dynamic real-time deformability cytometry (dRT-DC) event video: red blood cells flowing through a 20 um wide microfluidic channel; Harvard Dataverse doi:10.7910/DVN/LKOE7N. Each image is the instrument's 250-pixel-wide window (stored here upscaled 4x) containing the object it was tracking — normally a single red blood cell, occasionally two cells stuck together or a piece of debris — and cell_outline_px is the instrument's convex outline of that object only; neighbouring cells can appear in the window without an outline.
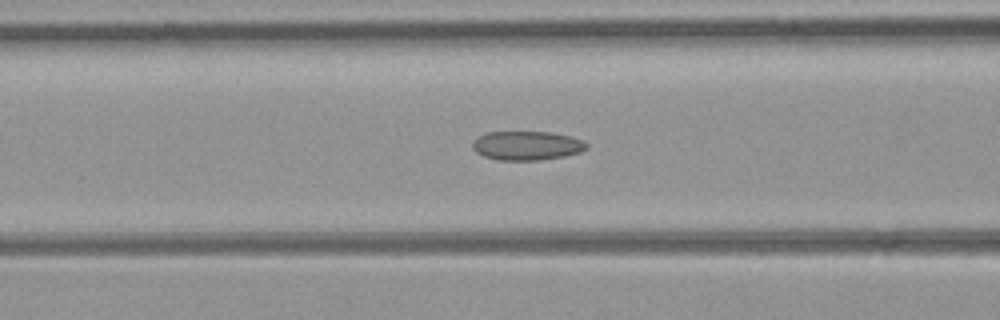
{"species": "common noctule bat (a hibernating species)", "species_latin": "Nyctalus noctula", "temperature_condition": "room temperature", "stored_images_in_passage": 35, "camera_frame_rate_fps": 3000, "um_per_image_px": 0.085, "animal": {"sex": "female", "body_mass_g": 21.9}, "frame": {"image": 1, "passage_image": 15, "time_ms": 4.667, "image_size_px": [1000, 320], "cell_outline_px": [[588, 148], [580, 152], [564, 156], [540, 160], [496, 160], [484, 156], [476, 152], [472, 148], [472, 140], [484, 132], [552, 132], [584, 140], [588, 144]], "centroid_in_image_um": [44.76, 12.37], "position_along_channel_um": 121.8, "area_um2": 19.48}}
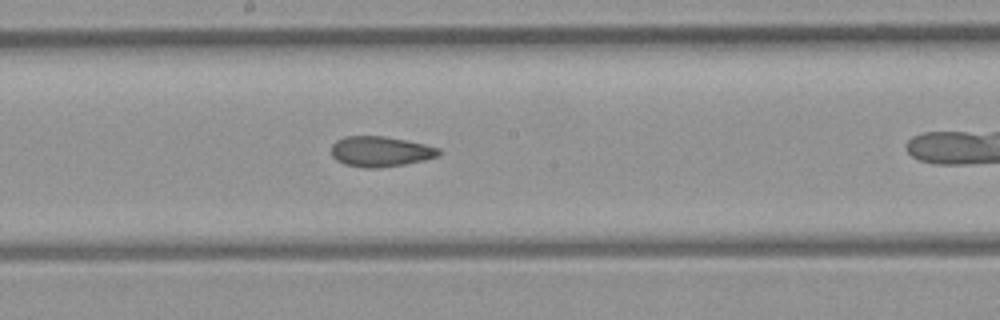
{"frame": {"image": 2, "passage_image": 22, "time_ms": 7.0, "image_size_px": [1000, 320], "cell_outline_px": [[440, 152], [436, 156], [424, 160], [404, 164], [380, 168], [364, 168], [344, 164], [336, 160], [332, 156], [332, 144], [336, 140], [344, 136], [384, 136], [424, 144], [440, 148]], "centroid_in_image_um": [32.3, 12.88], "position_along_channel_um": 215.9, "area_um2": 18.96}}
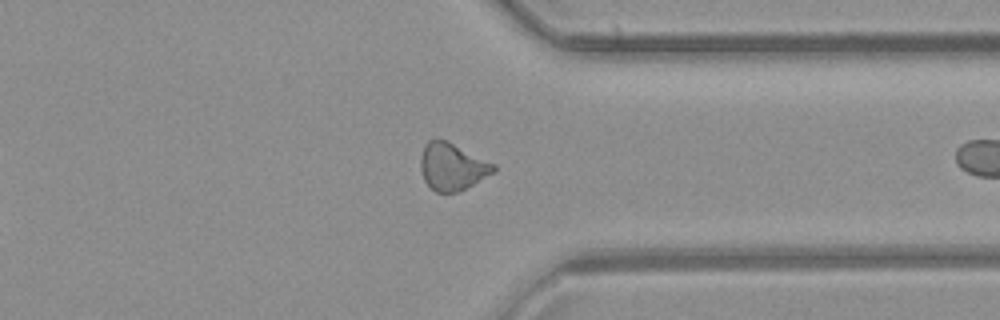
{"frame": {"image": 3, "passage_image": 34, "time_ms": 11.0, "image_size_px": [1000, 320], "cell_outline_px": [[496, 172], [456, 192], [436, 192], [424, 180], [420, 168], [420, 156], [428, 140], [448, 140], [496, 164]], "centroid_in_image_um": [38.45, 14.15], "position_along_channel_um": 372.9, "area_um2": 20.0}}